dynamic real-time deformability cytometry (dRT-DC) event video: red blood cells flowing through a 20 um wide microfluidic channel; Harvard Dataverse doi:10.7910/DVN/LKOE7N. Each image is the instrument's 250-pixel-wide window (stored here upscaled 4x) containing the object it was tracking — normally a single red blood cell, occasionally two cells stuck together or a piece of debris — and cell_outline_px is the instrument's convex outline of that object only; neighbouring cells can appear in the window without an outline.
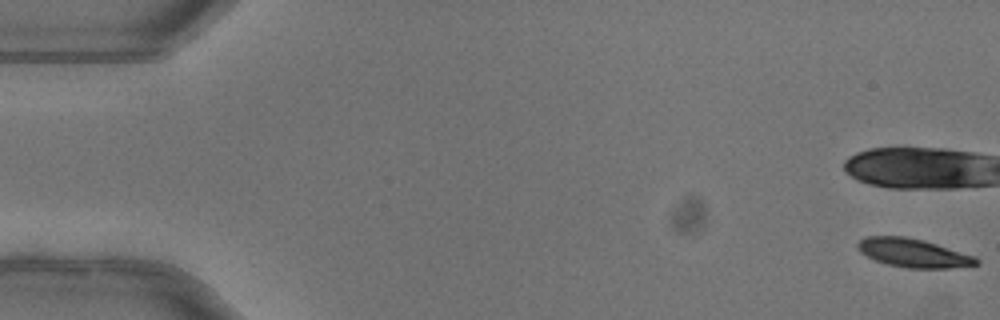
{"species": "common noctule bat (a hibernating species)", "species_latin": "Nyctalus noctula", "temperature_condition": "warm", "stored_images_in_passage": 12, "camera_frame_rate_fps": 3000, "um_per_image_px": 0.085, "animal": {"sex": "female"}, "frame": {"image": 1, "passage_image": 1, "time_ms": 0.0, "image_size_px": [1000, 320], "cell_outline_px": [[980, 264], [952, 268], [908, 268], [888, 264], [876, 260], [860, 252], [856, 248], [856, 244], [864, 236], [904, 236], [924, 240], [976, 256], [980, 260]], "centroid_in_image_um": [77.65, 21.49], "position_along_channel_um": 7.3, "area_um2": 19.88}}